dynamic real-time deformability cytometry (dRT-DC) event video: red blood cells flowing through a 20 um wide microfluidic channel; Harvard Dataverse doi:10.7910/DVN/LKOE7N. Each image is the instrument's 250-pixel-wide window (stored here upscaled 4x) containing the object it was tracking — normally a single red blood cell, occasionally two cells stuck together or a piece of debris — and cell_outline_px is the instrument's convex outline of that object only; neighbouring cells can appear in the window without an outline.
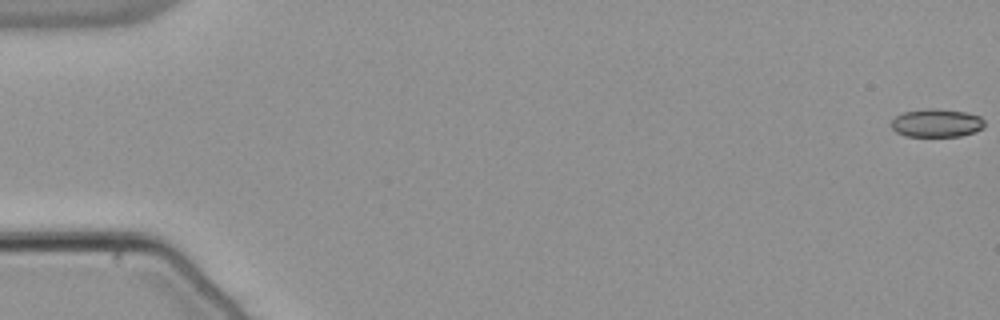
{"species": "common noctule bat (a hibernating species)", "species_latin": "Nyctalus noctula", "temperature_condition": "warm", "stored_images_in_passage": 55, "camera_frame_rate_fps": 3000, "um_per_image_px": 0.085, "animal": {"sex": "male", "body_mass_g": 21.5, "forearm_length_mm": 52.0}, "frame": {"image": 1, "passage_image": 1, "time_ms": 0.0, "image_size_px": [1000, 320], "cell_outline_px": [[984, 128], [976, 132], [960, 136], [904, 136], [896, 132], [892, 128], [892, 120], [896, 116], [904, 112], [924, 108], [936, 108], [968, 112], [980, 116], [984, 120]], "centroid_in_image_um": [79.64, 10.45], "position_along_channel_um": 5.4, "area_um2": 15.55}}
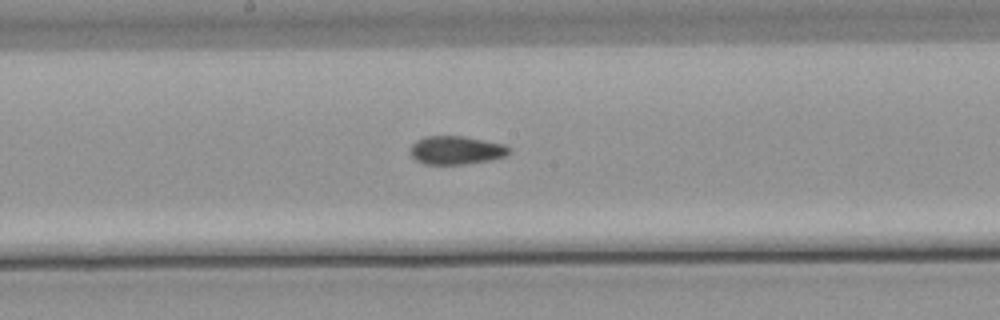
{"frame": {"image": 2, "passage_image": 30, "time_ms": 9.667, "image_size_px": [1000, 320], "cell_outline_px": [[512, 152], [508, 156], [488, 160], [464, 164], [424, 164], [416, 160], [412, 156], [412, 144], [416, 140], [424, 136], [464, 136], [504, 144], [512, 148]], "centroid_in_image_um": [38.83, 12.76], "position_along_channel_um": 209.4, "area_um2": 16.42}}
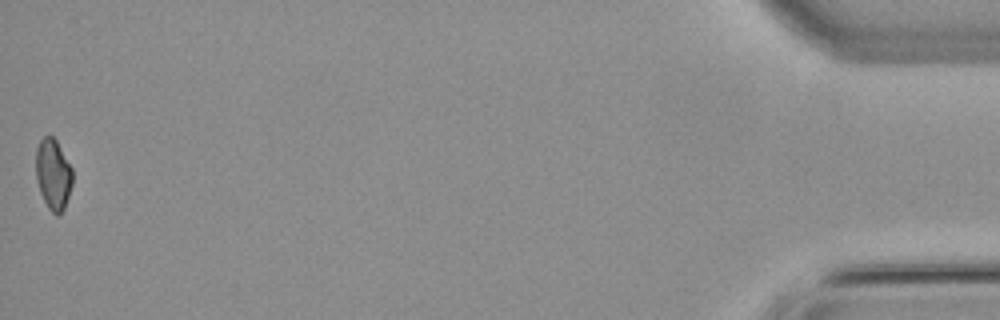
{"frame": {"image": 3, "passage_image": 55, "time_ms": 18.0, "image_size_px": [1000, 320], "cell_outline_px": [[72, 184], [64, 208], [56, 216], [48, 208], [40, 192], [36, 180], [36, 148], [40, 140], [44, 136], [52, 136], [56, 140], [72, 168]], "centroid_in_image_um": [4.51, 14.8], "position_along_channel_um": 430.7, "area_um2": 14.97}, "authors_computed_cell_mechanics": {"area_um2": 16.3574, "velocity_mm_per_s": 3.8383, "shape_relaxation_time_tau1_ms": null, "shape_relaxation_time_tau2_ms": 1.885, "deformation_change_tau1": null, "deformation_change_tau2": 0.0753}}